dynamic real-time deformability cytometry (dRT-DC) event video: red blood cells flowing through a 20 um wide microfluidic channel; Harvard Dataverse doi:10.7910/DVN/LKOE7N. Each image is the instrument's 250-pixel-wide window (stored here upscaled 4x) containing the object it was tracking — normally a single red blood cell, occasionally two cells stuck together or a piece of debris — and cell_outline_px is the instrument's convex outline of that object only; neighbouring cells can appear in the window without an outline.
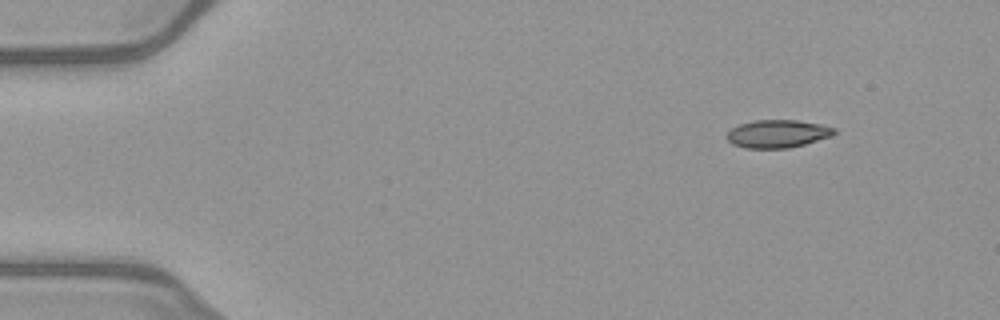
{"species": "common noctule bat (a hibernating species)", "species_latin": "Nyctalus noctula", "temperature_condition": "warm", "stored_images_in_passage": 46, "camera_frame_rate_fps": 3000, "um_per_image_px": 0.085, "animal": {"sex": "female", "body_mass_g": 21.9}, "frame": {"image": 1, "passage_image": 1, "time_ms": 0.0, "image_size_px": [1000, 320], "cell_outline_px": [[836, 132], [832, 136], [804, 144], [788, 148], [744, 148], [732, 144], [728, 140], [728, 132], [732, 128], [740, 124], [752, 120], [796, 120], [820, 124], [836, 128]], "centroid_in_image_um": [66.1, 11.37], "position_along_channel_um": 18.9, "area_um2": 17.4}}
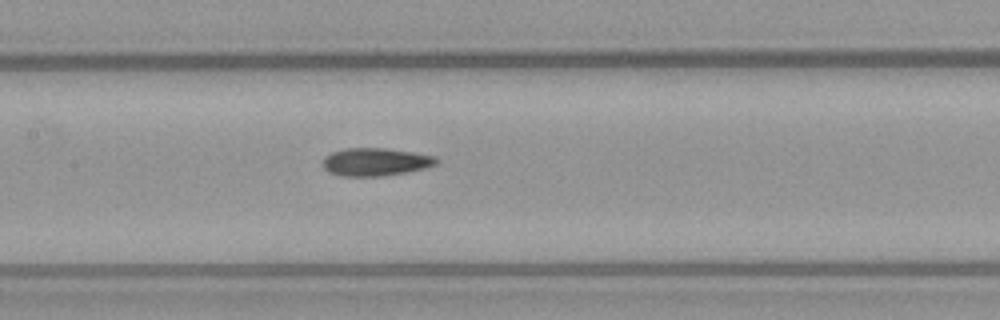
{"frame": {"image": 2, "passage_image": 20, "time_ms": 6.333, "image_size_px": [1000, 320], "cell_outline_px": [[440, 160], [436, 164], [424, 168], [384, 176], [340, 176], [328, 172], [324, 168], [324, 156], [332, 152], [348, 148], [384, 148], [412, 152], [436, 156]], "centroid_in_image_um": [31.92, 13.76], "position_along_channel_um": 175.5, "area_um2": 18.38}}
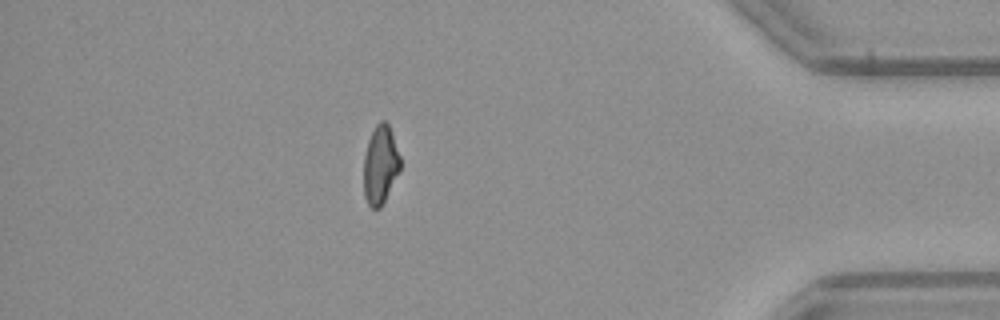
{"frame": {"image": 3, "passage_image": 40, "time_ms": 13.0, "image_size_px": [1000, 320], "cell_outline_px": [[400, 168], [380, 208], [372, 208], [368, 204], [364, 196], [364, 156], [368, 140], [376, 124], [380, 120], [384, 120], [388, 124], [400, 156]], "centroid_in_image_um": [32.31, 13.99], "position_along_channel_um": 402.9, "area_um2": 16.36}, "authors_computed_cell_mechanics": {"area_um2": 17.918, "velocity_mm_per_s": 4.0546, "shape_relaxation_time_tau1_ms": null, "shape_relaxation_time_tau2_ms": 3.8137, "deformation_change_tau1": null, "deformation_change_tau2": 0.1209}}